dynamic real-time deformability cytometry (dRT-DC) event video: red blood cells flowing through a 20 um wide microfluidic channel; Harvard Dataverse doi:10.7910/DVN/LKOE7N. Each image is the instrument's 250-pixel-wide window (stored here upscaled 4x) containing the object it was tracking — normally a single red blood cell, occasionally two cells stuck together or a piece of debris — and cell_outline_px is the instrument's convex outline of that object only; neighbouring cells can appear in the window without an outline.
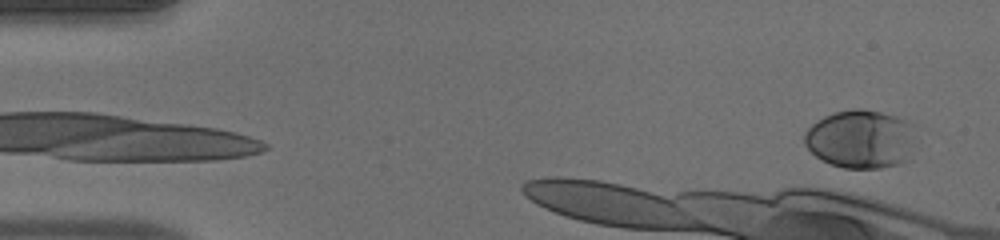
{"species": "human", "species_latin": "Homo sapiens", "temperature_condition": "warm", "stored_images_in_passage": 4, "camera_frame_rate_fps": 3000, "um_per_image_px": 0.085, "donor": {"sex": "male"}, "frame": {"image": 1, "passage_image": 1, "time_ms": 0.0, "image_size_px": [1000, 240], "cell_outline_px": [[916, 124], [908, 160], [900, 164], [880, 168], [844, 168], [832, 164], [816, 156], [804, 144], [804, 132], [816, 120], [824, 116], [836, 112], [852, 108], [864, 108], [896, 116]], "centroid_in_image_um": [73.17, 11.8], "position_along_channel_um": 11.8, "area_um2": 38.21}}